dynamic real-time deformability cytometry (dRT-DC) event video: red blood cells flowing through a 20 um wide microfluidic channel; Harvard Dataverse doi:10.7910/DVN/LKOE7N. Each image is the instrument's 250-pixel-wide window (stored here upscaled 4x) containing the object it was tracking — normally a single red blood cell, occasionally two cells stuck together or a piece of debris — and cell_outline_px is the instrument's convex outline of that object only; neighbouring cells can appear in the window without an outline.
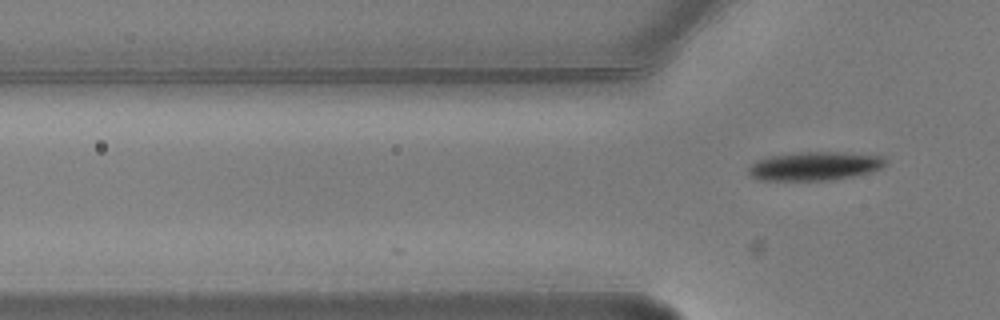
{"species": "common noctule bat (a hibernating species)", "species_latin": "Nyctalus noctula", "temperature_condition": "warm", "stored_images_in_passage": 3, "camera_frame_rate_fps": 3000, "um_per_image_px": 0.085, "animal": {"sex": "male", "body_mass_g": 20.5, "forearm_length_mm": 52.5}, "frame": {"image": 1, "passage_image": 3, "time_ms": 0.667, "image_size_px": [1000, 320], "cell_outline_px": [[888, 164], [884, 168], [872, 172], [832, 180], [760, 180], [752, 176], [748, 172], [748, 168], [756, 160], [768, 156], [792, 152], [844, 152], [884, 156], [888, 160]], "centroid_in_image_um": [69.31, 14.1], "position_along_channel_um": 56.5, "area_um2": 23.29}}